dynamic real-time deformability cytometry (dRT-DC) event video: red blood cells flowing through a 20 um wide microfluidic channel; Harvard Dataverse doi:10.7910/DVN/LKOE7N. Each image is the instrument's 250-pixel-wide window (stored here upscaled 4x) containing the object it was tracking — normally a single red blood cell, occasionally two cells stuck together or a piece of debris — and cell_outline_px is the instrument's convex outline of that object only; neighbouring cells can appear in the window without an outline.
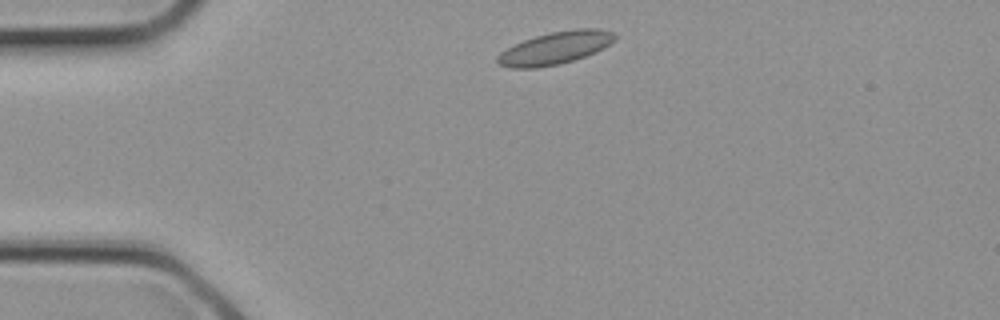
{"species": "common noctule bat (a hibernating species)", "species_latin": "Nyctalus noctula", "temperature_condition": "cold", "stored_images_in_passage": 2, "camera_frame_rate_fps": 3000, "um_per_image_px": 0.085, "animal": {"sex": "female", "body_mass_g": 21.9}, "frame": {"image": 1, "passage_image": 1, "time_ms": 0.0, "image_size_px": [1000, 320], "cell_outline_px": [[616, 40], [596, 52], [560, 64], [536, 68], [512, 68], [496, 64], [496, 56], [500, 52], [524, 40], [536, 36], [552, 32], [576, 28], [600, 28], [616, 32]], "centroid_in_image_um": [47.22, 4.07], "position_along_channel_um": 37.8, "area_um2": 22.31}}
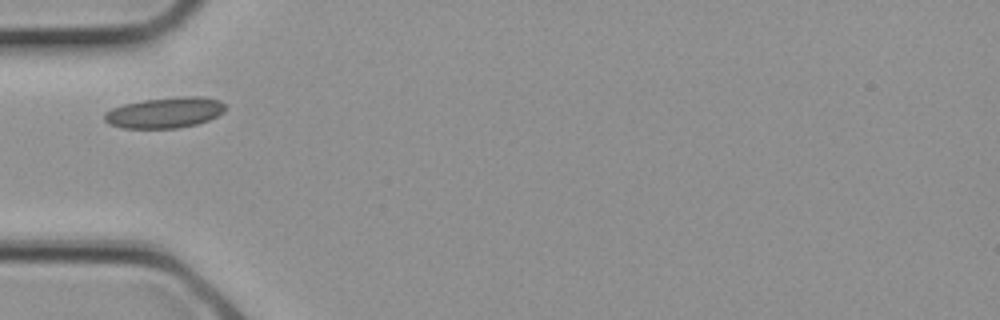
{"frame": {"image": 2, "passage_image": 2, "time_ms": 0.333, "image_size_px": [1000, 320], "cell_outline_px": [[224, 112], [208, 120], [196, 124], [176, 128], [124, 128], [108, 124], [104, 120], [104, 112], [112, 108], [124, 104], [144, 100], [180, 96], [204, 96], [220, 100], [224, 104]], "centroid_in_image_um": [14.0, 9.56], "position_along_channel_um": 71.0, "area_um2": 21.68}}